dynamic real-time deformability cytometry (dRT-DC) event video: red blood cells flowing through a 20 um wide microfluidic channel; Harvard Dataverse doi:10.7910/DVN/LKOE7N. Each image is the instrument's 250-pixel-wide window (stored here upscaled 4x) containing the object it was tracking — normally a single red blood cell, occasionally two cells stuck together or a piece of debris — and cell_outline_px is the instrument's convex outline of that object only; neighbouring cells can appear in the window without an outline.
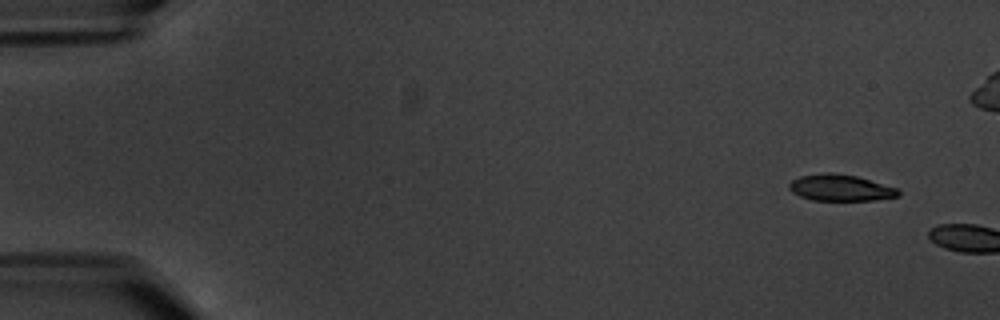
{"species": "common noctule bat (a hibernating species)", "species_latin": "Nyctalus noctula", "temperature_condition": "warm", "stored_images_in_passage": 2, "camera_frame_rate_fps": 3000, "um_per_image_px": 0.085, "animal": {"sex": "male", "body_mass_g": 20.1, "forearm_length_mm": 53.5}, "frame": {"image": 1, "passage_image": 1, "time_ms": 0.0, "image_size_px": [1000, 320], "cell_outline_px": [[900, 196], [872, 200], [812, 200], [800, 196], [792, 192], [788, 188], [788, 184], [792, 180], [800, 176], [828, 172], [832, 172], [856, 176], [896, 188], [900, 192]], "centroid_in_image_um": [71.4, 15.96], "position_along_channel_um": 13.6, "area_um2": 16.65}}